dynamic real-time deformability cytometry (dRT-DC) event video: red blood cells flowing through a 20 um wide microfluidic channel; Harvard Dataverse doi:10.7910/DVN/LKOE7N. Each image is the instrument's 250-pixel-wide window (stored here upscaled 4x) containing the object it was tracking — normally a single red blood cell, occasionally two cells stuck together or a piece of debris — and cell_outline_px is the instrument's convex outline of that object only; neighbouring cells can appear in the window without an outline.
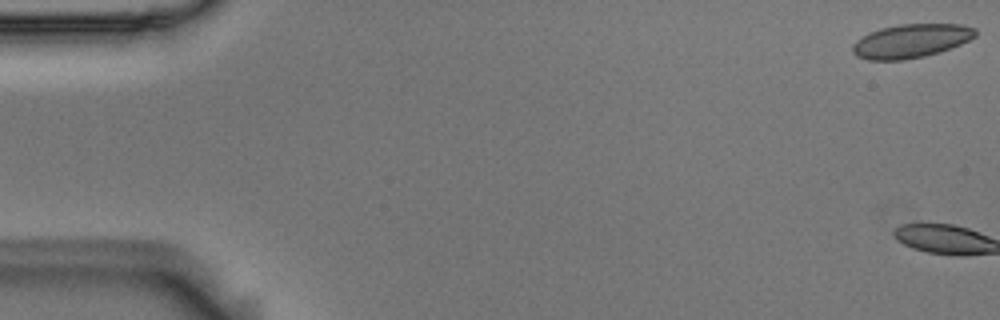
{"species": "Egyptian fruit bat (a non-hibernating species)", "species_latin": "Rousettus aegyptiacus", "temperature_condition": "room temperature", "stored_images_in_passage": 3, "camera_frame_rate_fps": 3000, "um_per_image_px": 0.085, "animal": {"sex": "male"}, "frame": {"image": 1, "passage_image": 1, "time_ms": 0.0, "image_size_px": [1000, 320], "cell_outline_px": [[976, 36], [960, 44], [940, 52], [924, 56], [904, 60], [868, 60], [856, 56], [852, 52], [852, 44], [856, 40], [880, 28], [900, 24], [964, 24], [976, 28]], "centroid_in_image_um": [77.44, 3.48], "position_along_channel_um": 7.6, "area_um2": 24.16}}